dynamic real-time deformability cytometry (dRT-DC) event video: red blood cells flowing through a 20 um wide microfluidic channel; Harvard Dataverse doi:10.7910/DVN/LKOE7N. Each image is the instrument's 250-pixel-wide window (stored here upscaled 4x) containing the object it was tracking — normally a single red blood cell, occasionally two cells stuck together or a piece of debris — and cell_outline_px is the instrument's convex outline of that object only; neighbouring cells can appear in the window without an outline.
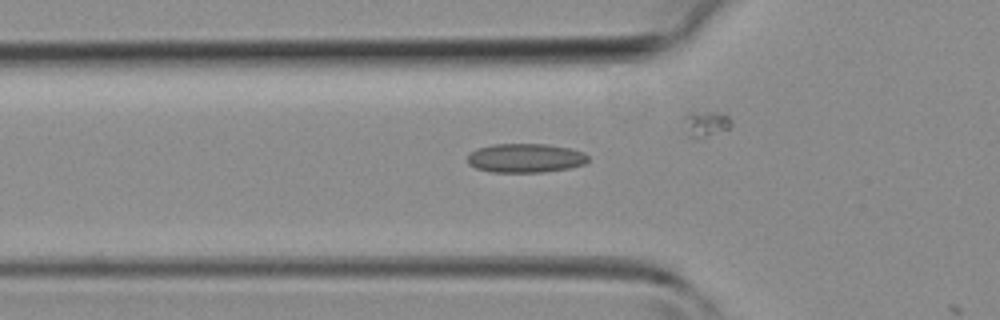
{"species": "common noctule bat (a hibernating species)", "species_latin": "Nyctalus noctula", "temperature_condition": "room temperature", "stored_images_in_passage": 15, "camera_frame_rate_fps": 3000, "um_per_image_px": 0.085, "animal": {"sex": "female", "body_mass_g": 19.3, "forearm_length_mm": 54.1}, "frame": {"image": 1, "passage_image": 14, "time_ms": 4.333, "image_size_px": [1000, 320], "cell_outline_px": [[588, 160], [584, 164], [568, 168], [544, 172], [492, 172], [476, 168], [468, 164], [468, 156], [472, 152], [480, 148], [492, 144], [548, 144], [572, 148], [584, 152], [588, 156]], "centroid_in_image_um": [44.69, 13.43], "position_along_channel_um": 81.1, "area_um2": 20.4}}